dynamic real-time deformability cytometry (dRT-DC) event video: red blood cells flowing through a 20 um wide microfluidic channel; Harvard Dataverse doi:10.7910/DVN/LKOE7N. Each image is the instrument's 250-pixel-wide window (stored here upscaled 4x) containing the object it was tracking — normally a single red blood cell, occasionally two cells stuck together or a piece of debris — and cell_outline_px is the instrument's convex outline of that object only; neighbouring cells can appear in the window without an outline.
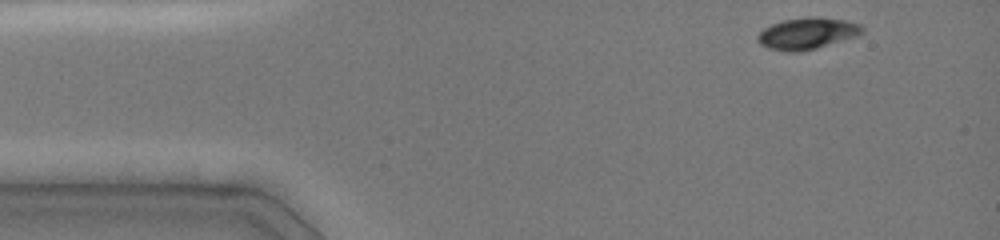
{"species": "common noctule bat (a hibernating species)", "species_latin": "Nyctalus noctula", "temperature_condition": "cold", "stored_images_in_passage": 3, "camera_frame_rate_fps": 3000, "um_per_image_px": 0.085, "animal": {"sex": "female", "body_mass_g": 19.0, "forearm_length_mm": 51.5}, "frame": {"image": 1, "passage_image": 1, "time_ms": 0.0, "image_size_px": [1000, 240], "cell_outline_px": [[864, 32], [856, 36], [816, 48], [800, 52], [784, 52], [768, 48], [760, 44], [756, 36], [764, 28], [772, 24], [784, 20], [844, 20], [860, 24], [864, 28]], "centroid_in_image_um": [68.57, 2.91], "position_along_channel_um": 16.4, "area_um2": 18.26}}